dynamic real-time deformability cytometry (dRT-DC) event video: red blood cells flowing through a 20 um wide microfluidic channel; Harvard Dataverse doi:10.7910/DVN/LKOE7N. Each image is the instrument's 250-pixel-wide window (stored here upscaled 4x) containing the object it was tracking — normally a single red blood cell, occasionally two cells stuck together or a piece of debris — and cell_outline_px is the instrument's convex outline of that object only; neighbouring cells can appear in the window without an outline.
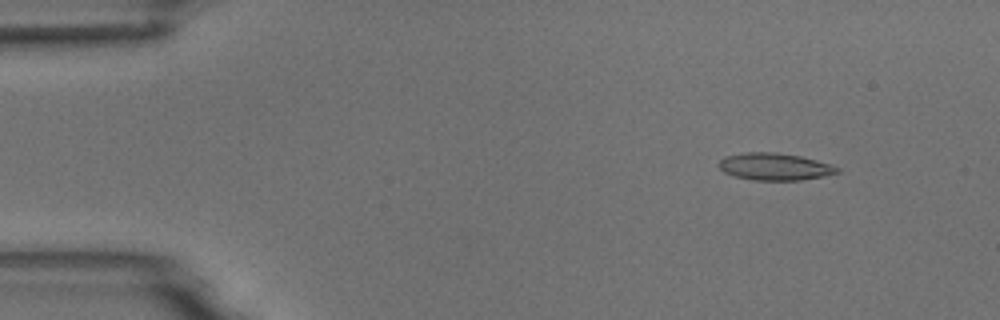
{"species": "common noctule bat (a hibernating species)", "species_latin": "Nyctalus noctula", "temperature_condition": "room temperature", "stored_images_in_passage": 4, "camera_frame_rate_fps": 3000, "um_per_image_px": 0.085, "animal": {"sex": "male", "body_mass_g": 18.8}, "frame": {"image": 1, "passage_image": 2, "time_ms": 1.333, "image_size_px": [1000, 320], "cell_outline_px": [[840, 172], [824, 176], [800, 180], [752, 180], [736, 176], [724, 172], [720, 168], [720, 160], [724, 156], [748, 152], [776, 152], [800, 156], [816, 160], [840, 168]], "centroid_in_image_um": [65.85, 14.16], "position_along_channel_um": 19.1, "area_um2": 18.55}}